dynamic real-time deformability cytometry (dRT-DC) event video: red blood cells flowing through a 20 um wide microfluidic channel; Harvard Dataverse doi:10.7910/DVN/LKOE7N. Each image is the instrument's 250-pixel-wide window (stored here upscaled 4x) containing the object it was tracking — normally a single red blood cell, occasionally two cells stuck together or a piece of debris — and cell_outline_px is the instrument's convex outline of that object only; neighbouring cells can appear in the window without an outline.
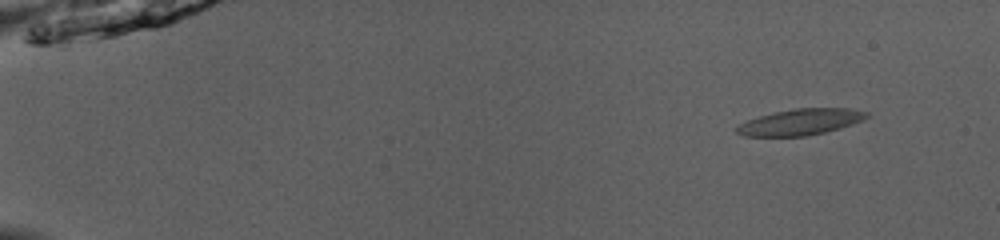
{"species": "common noctule bat (a hibernating species)", "species_latin": "Nyctalus noctula", "temperature_condition": "room temperature", "stored_images_in_passage": 47, "camera_frame_rate_fps": 3000, "um_per_image_px": 0.085, "animal": {"sex": "male", "body_mass_g": 13.0, "forearm_length_mm": 53.1}, "frame": {"image": 1, "passage_image": 1, "time_ms": 0.0, "image_size_px": [1000, 240], "cell_outline_px": [[868, 116], [864, 120], [840, 128], [824, 132], [804, 136], [744, 136], [736, 132], [736, 128], [740, 124], [748, 120], [772, 112], [796, 108], [848, 108], [868, 112]], "centroid_in_image_um": [68.05, 10.36], "position_along_channel_um": 16.9, "area_um2": 19.65}}
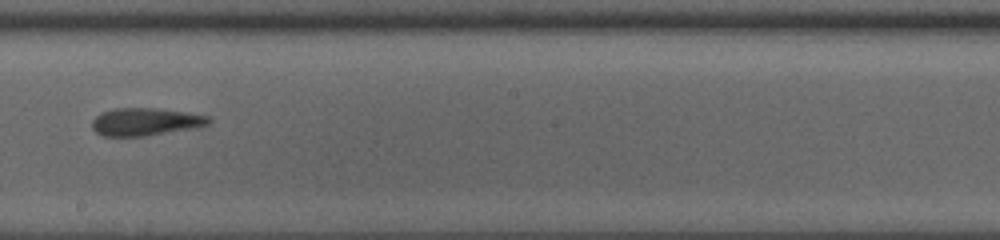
{"frame": {"image": 2, "passage_image": 27, "time_ms": 8.667, "image_size_px": [1000, 240], "cell_outline_px": [[212, 120], [208, 124], [200, 128], [144, 136], [104, 136], [96, 132], [92, 128], [92, 120], [100, 112], [116, 108], [156, 108], [188, 112], [212, 116]], "centroid_in_image_um": [12.43, 10.35], "position_along_channel_um": 235.8, "area_um2": 19.19}}
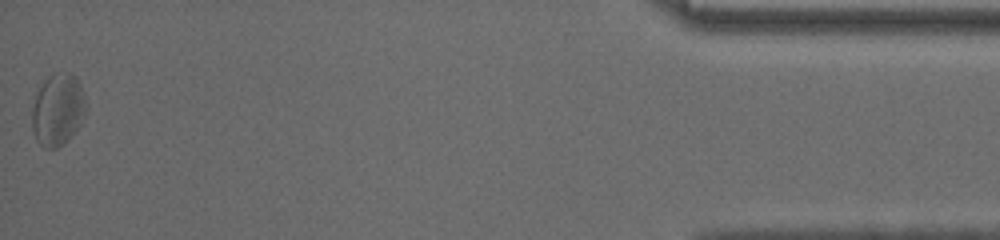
{"frame": {"image": 3, "passage_image": 47, "time_ms": 15.333, "image_size_px": [1000, 240], "cell_outline_px": [[88, 104], [80, 124], [68, 140], [56, 148], [44, 148], [36, 140], [32, 128], [32, 108], [36, 92], [44, 80], [48, 76], [68, 72], [72, 72], [76, 76], [84, 92]], "centroid_in_image_um": [4.92, 9.31], "position_along_channel_um": 430.3, "area_um2": 22.83}, "authors_computed_cell_mechanics": {"area_um2": 19.4786, "velocity_mm_per_s": 4.0432, "shape_relaxation_time_tau1_ms": 9.0707, "shape_relaxation_time_tau2_ms": 2.4842, "deformation_change_tau1": 0.1658, "deformation_change_tau2": 0.1007}}